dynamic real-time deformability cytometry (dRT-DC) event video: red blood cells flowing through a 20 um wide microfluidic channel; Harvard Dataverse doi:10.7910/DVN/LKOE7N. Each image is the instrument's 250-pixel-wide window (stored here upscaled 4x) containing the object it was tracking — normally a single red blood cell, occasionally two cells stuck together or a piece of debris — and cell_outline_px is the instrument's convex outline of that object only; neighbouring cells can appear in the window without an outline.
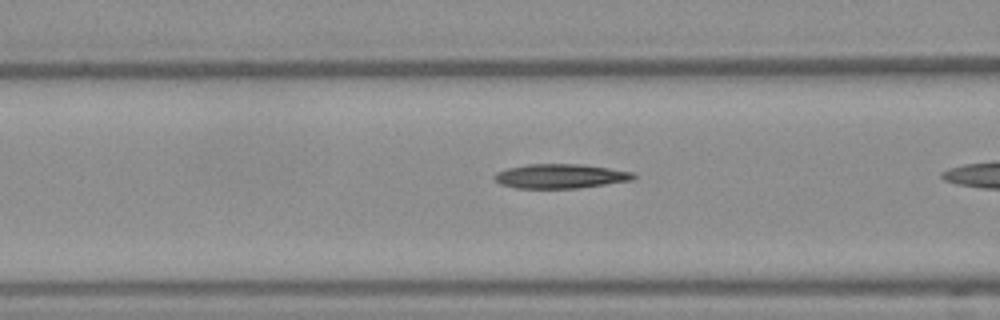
{"species": "Egyptian fruit bat (a non-hibernating species)", "species_latin": "Rousettus aegyptiacus", "temperature_condition": "warm", "stored_images_in_passage": 9, "camera_frame_rate_fps": 3000, "um_per_image_px": 0.085, "frame": {"image": 1, "passage_image": 8, "time_ms": 2.333, "image_size_px": [1000, 320], "cell_outline_px": [[636, 176], [632, 180], [576, 188], [516, 188], [500, 184], [492, 176], [496, 172], [508, 168], [528, 164], [584, 164], [636, 172]], "centroid_in_image_um": [47.64, 14.96], "position_along_channel_um": 119.0, "area_um2": 19.77}}